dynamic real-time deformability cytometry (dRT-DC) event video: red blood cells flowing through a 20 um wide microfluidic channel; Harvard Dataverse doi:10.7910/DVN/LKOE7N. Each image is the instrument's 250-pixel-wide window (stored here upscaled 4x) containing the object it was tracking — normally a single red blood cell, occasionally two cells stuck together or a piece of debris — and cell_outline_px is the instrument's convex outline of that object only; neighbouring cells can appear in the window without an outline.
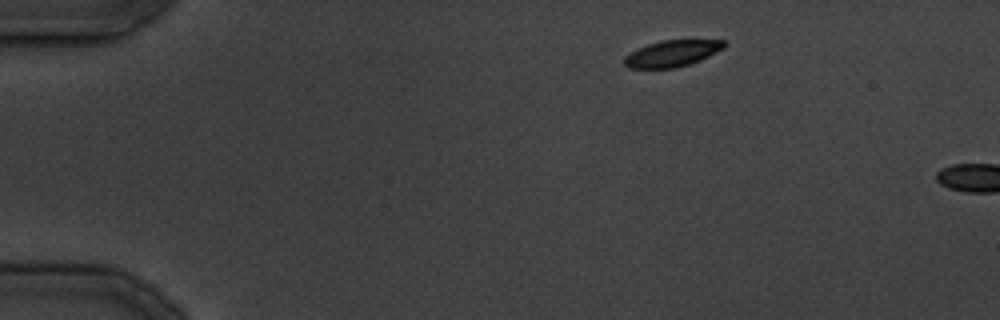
{"species": "common noctule bat (a hibernating species)", "species_latin": "Nyctalus noctula", "temperature_condition": "cold", "stored_images_in_passage": 3, "camera_frame_rate_fps": 3000, "um_per_image_px": 0.085, "animal": {"sex": "male", "body_mass_g": 19.5, "forearm_length_mm": 54.6}, "frame": {"image": 1, "passage_image": 1, "time_ms": 0.0, "image_size_px": [1000, 320], "cell_outline_px": [[724, 48], [700, 60], [688, 64], [672, 68], [628, 68], [624, 64], [624, 56], [648, 44], [660, 40], [724, 40]], "centroid_in_image_um": [57.11, 4.54], "position_along_channel_um": 27.9, "area_um2": 15.09}}